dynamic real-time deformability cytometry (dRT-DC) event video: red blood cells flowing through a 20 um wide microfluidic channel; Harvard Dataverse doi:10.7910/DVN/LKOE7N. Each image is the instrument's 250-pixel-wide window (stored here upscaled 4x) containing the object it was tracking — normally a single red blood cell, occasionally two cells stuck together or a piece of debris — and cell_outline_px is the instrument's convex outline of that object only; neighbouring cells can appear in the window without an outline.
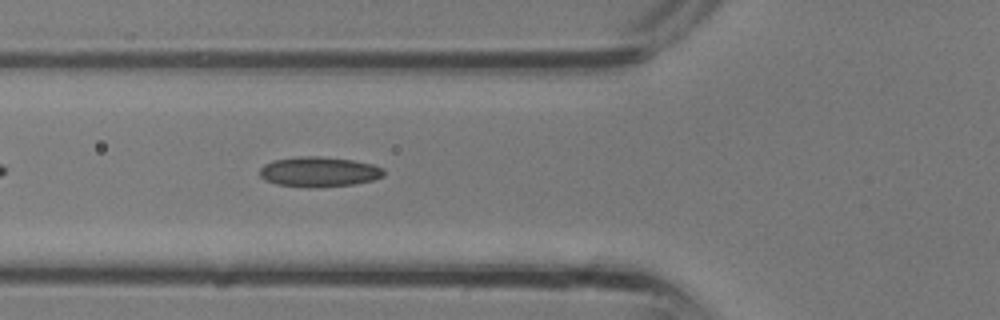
{"species": "common noctule bat (a hibernating species)", "species_latin": "Nyctalus noctula", "temperature_condition": "room temperature", "stored_images_in_passage": 13, "camera_frame_rate_fps": 3000, "um_per_image_px": 0.085, "animal": {"sex": "male", "body_mass_g": 13.3}, "frame": {"image": 1, "passage_image": 11, "time_ms": 3.333, "image_size_px": [1000, 320], "cell_outline_px": [[384, 176], [372, 180], [352, 184], [316, 188], [308, 188], [276, 184], [264, 180], [260, 176], [260, 168], [264, 164], [272, 160], [300, 156], [320, 156], [352, 160], [372, 164], [384, 168]], "centroid_in_image_um": [27.08, 14.6], "position_along_channel_um": 98.7, "area_um2": 21.91}}
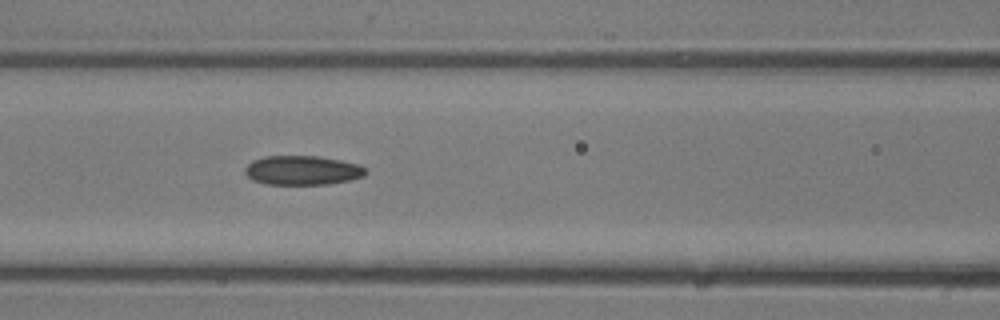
{"frame": {"image": 2, "passage_image": 13, "time_ms": 4.0, "image_size_px": [1000, 320], "cell_outline_px": [[368, 172], [364, 176], [348, 180], [328, 184], [264, 184], [252, 180], [244, 172], [244, 168], [252, 160], [264, 156], [320, 156], [360, 164]], "centroid_in_image_um": [25.69, 14.47], "position_along_channel_um": 140.9, "area_um2": 20.69}}